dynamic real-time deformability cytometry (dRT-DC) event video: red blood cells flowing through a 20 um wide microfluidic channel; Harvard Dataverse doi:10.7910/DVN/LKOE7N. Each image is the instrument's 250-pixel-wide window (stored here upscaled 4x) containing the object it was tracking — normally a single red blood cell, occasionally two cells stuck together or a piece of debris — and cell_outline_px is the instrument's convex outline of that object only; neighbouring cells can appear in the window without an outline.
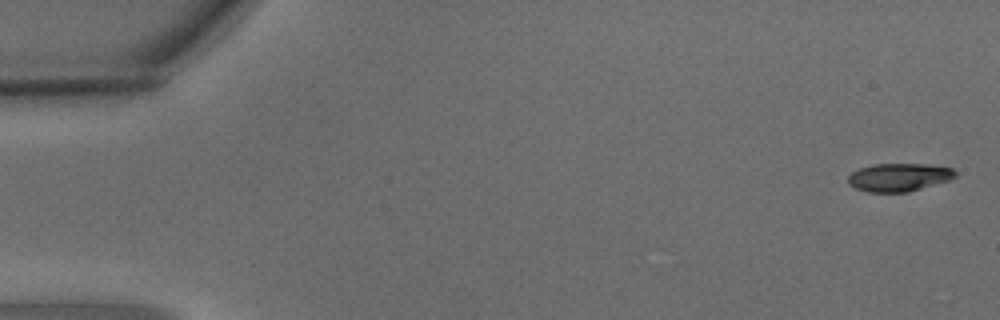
{"species": "common noctule bat (a hibernating species)", "species_latin": "Nyctalus noctula", "temperature_condition": "warm", "stored_images_in_passage": 4, "camera_frame_rate_fps": 3000, "um_per_image_px": 0.085, "animal": {"sex": "male", "body_mass_g": 15.6}, "frame": {"image": 1, "passage_image": 1, "time_ms": 0.0, "image_size_px": [1000, 320], "cell_outline_px": [[956, 176], [952, 180], [908, 192], [868, 192], [856, 188], [848, 184], [848, 176], [852, 172], [860, 168], [872, 164], [928, 164], [952, 168], [956, 172]], "centroid_in_image_um": [76.43, 15.07], "position_along_channel_um": 8.6, "area_um2": 17.69}}
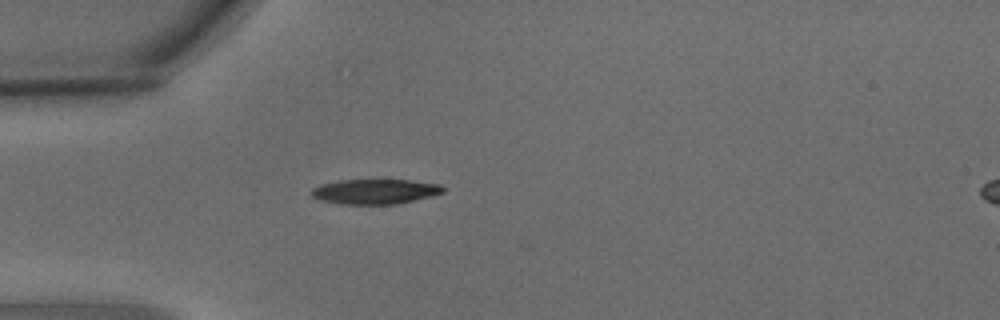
{"frame": {"image": 2, "passage_image": 4, "time_ms": 1.0, "image_size_px": [1000, 320], "cell_outline_px": [[444, 192], [432, 196], [396, 204], [340, 204], [320, 200], [312, 196], [312, 188], [320, 184], [340, 180], [408, 180], [440, 184], [444, 188]], "centroid_in_image_um": [31.87, 16.28], "position_along_channel_um": 53.1, "area_um2": 19.07}}